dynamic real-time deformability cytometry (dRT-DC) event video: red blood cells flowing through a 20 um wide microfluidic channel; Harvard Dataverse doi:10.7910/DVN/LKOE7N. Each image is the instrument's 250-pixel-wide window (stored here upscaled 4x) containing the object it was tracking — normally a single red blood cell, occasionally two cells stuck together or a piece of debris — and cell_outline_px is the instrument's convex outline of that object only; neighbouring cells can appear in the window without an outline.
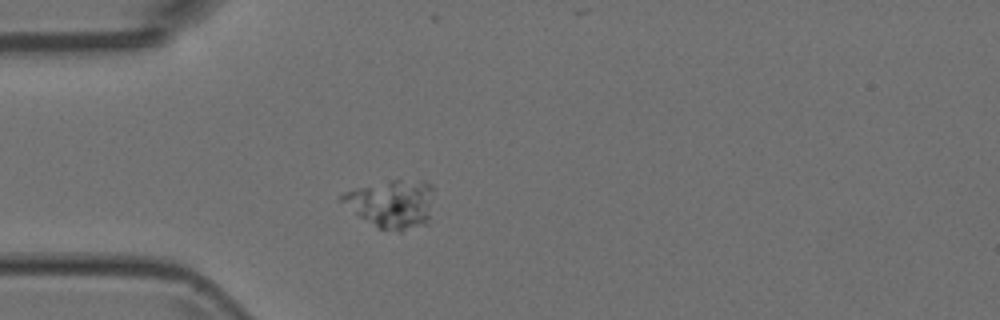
{"species": "Egyptian fruit bat (a non-hibernating species)", "species_latin": "Rousettus aegyptiacus", "temperature_condition": "room temperature", "stored_images_in_passage": 1, "camera_frame_rate_fps": 3000, "um_per_image_px": 0.085, "animal": {"sex": "female"}, "frame": {"image": 1, "passage_image": 1, "time_ms": 0.0, "image_size_px": [1000, 320], "cell_outline_px": [[432, 188], [428, 224], [400, 232], [380, 228], [360, 216], [340, 200], [340, 196], [344, 192], [356, 188], [392, 180], [424, 180], [432, 184]], "centroid_in_image_um": [33.34, 17.32], "position_along_channel_um": 51.7, "area_um2": 25.37}}